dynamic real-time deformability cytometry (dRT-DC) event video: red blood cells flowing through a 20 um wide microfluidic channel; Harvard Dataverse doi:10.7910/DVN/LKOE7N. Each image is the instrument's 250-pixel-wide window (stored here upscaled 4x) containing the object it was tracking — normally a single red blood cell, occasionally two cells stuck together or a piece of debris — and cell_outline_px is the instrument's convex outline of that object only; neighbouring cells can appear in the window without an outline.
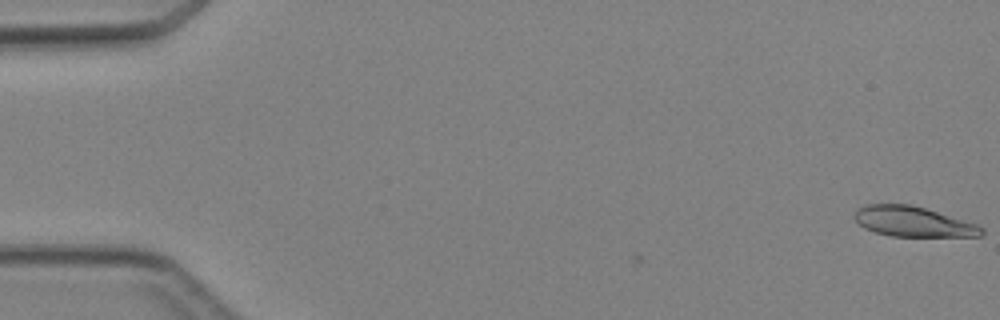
{"species": "Egyptian fruit bat (a non-hibernating species)", "species_latin": "Rousettus aegyptiacus", "temperature_condition": "cold", "stored_images_in_passage": 3, "camera_frame_rate_fps": 3000, "um_per_image_px": 0.085, "animal": {"sex": "female"}, "frame": {"image": 1, "passage_image": 1, "time_ms": 0.0, "image_size_px": [1000, 320], "cell_outline_px": [[984, 232], [980, 236], [892, 236], [876, 232], [864, 228], [852, 216], [860, 208], [868, 204], [912, 204], [976, 224], [984, 228]], "centroid_in_image_um": [77.61, 18.84], "position_along_channel_um": 7.4, "area_um2": 22.02}}